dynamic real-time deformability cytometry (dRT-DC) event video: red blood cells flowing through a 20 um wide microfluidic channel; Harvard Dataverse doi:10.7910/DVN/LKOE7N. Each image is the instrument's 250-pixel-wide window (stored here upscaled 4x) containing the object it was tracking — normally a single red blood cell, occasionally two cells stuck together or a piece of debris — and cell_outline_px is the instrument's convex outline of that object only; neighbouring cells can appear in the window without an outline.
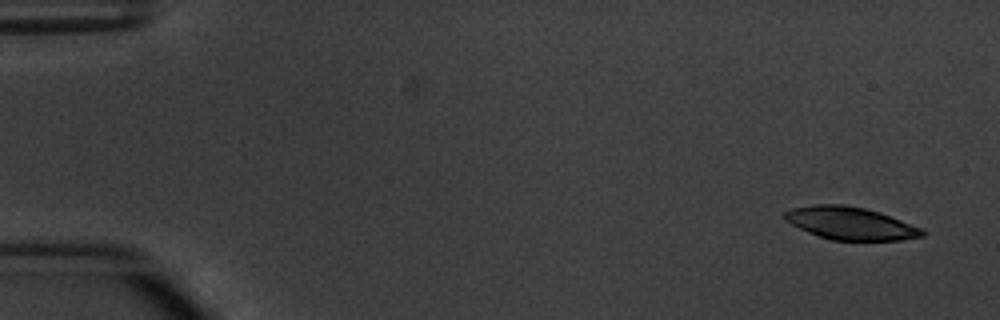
{"species": "common noctule bat (a hibernating species)", "species_latin": "Nyctalus noctula", "temperature_condition": "warm", "stored_images_in_passage": 4, "camera_frame_rate_fps": 3000, "um_per_image_px": 0.085, "animal": {"sex": "male", "body_mass_g": 20.1, "forearm_length_mm": 53.5}, "frame": {"image": 1, "passage_image": 1, "time_ms": 0.0, "image_size_px": [1000, 320], "cell_outline_px": [[928, 232], [924, 236], [900, 240], [832, 240], [808, 232], [784, 220], [784, 212], [792, 208], [812, 204], [844, 204], [864, 208], [880, 212], [924, 228]], "centroid_in_image_um": [72.33, 18.97], "position_along_channel_um": 12.7, "area_um2": 26.36}}